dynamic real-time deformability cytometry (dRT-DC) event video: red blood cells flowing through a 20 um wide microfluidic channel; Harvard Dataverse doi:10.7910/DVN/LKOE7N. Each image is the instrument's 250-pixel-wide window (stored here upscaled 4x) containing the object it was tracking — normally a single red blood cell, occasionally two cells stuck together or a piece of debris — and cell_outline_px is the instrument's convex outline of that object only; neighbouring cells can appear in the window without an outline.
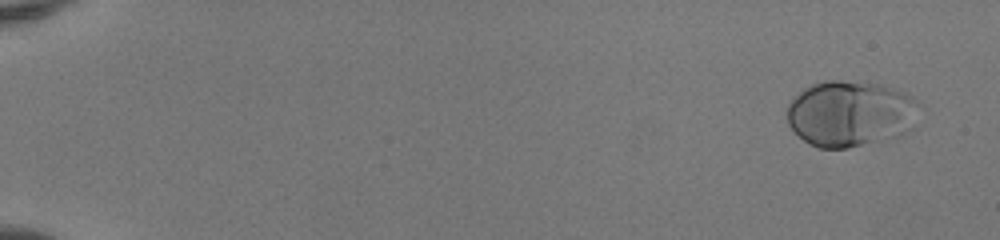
{"species": "human", "species_latin": "Homo sapiens", "temperature_condition": "room temperature", "stored_images_in_passage": 52, "camera_frame_rate_fps": 3000, "um_per_image_px": 0.085, "donor": {"sex": "female"}, "frame": {"image": 1, "passage_image": 4, "time_ms": 1.0, "image_size_px": [1000, 240], "cell_outline_px": [[916, 104], [912, 128], [896, 136], [848, 148], [820, 148], [804, 140], [788, 124], [788, 104], [804, 88], [812, 84], [824, 80], [840, 80], [880, 84], [892, 88], [912, 96], [916, 100]], "centroid_in_image_um": [72.24, 9.64], "position_along_channel_um": 12.8, "area_um2": 50.0}}
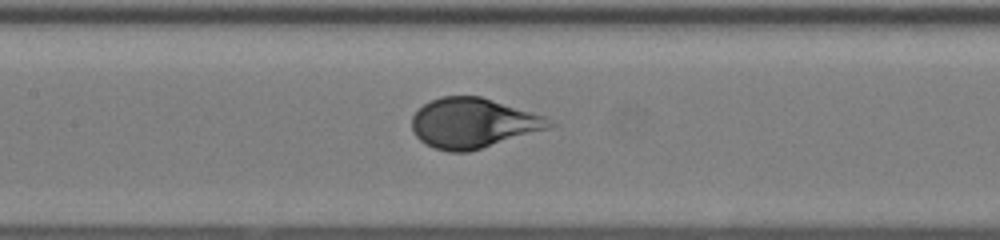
{"frame": {"image": 2, "passage_image": 28, "time_ms": 9.0, "image_size_px": [1000, 240], "cell_outline_px": [[560, 124], [552, 128], [468, 152], [448, 152], [424, 144], [412, 132], [412, 116], [424, 104], [440, 96], [480, 96], [544, 116]], "centroid_in_image_um": [40.24, 10.47], "position_along_channel_um": 167.2, "area_um2": 40.11}}
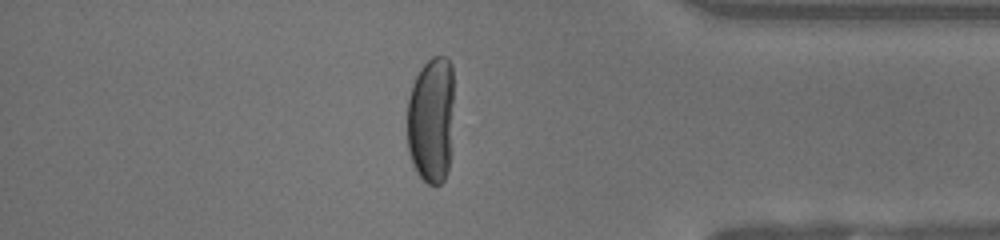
{"frame": {"image": 3, "passage_image": 46, "time_ms": 15.0, "image_size_px": [1000, 240], "cell_outline_px": [[452, 100], [448, 172], [444, 180], [440, 184], [428, 184], [416, 172], [412, 164], [408, 148], [408, 96], [412, 84], [420, 68], [432, 56], [448, 56], [452, 64]], "centroid_in_image_um": [36.63, 10.16], "position_along_channel_um": 398.6, "area_um2": 34.45}, "authors_computed_cell_mechanics": {"area_um2": 42.5119, "velocity_mm_per_s": 4.1298, "shape_relaxation_time_tau1_ms": 3.1781, "shape_relaxation_time_tau2_ms": null, "deformation_change_tau1": 0.2076, "deformation_change_tau2": null}}